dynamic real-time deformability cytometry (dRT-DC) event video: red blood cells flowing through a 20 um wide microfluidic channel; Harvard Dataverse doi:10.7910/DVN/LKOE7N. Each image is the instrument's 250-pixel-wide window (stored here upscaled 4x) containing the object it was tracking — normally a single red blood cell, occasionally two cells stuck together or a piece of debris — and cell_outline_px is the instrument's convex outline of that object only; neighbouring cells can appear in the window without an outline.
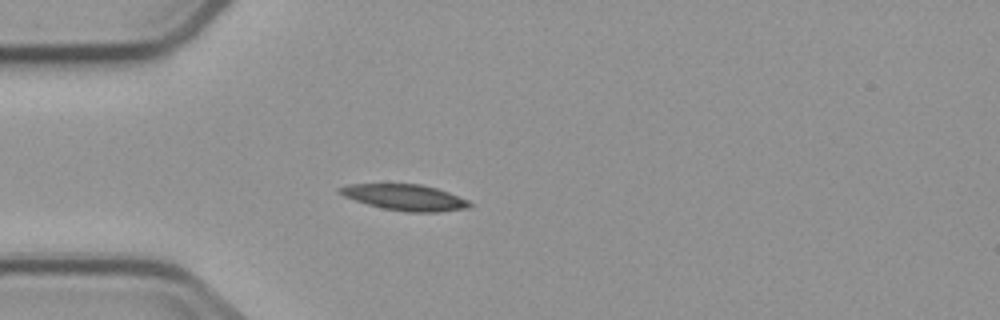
{"species": "common noctule bat (a hibernating species)", "species_latin": "Nyctalus noctula", "temperature_condition": "cold", "stored_images_in_passage": 3, "camera_frame_rate_fps": 3000, "um_per_image_px": 0.085, "animal": {"sex": "male", "body_mass_g": 23.1, "forearm_length_mm": 52.7}, "frame": {"image": 1, "passage_image": 3, "time_ms": 4.0, "image_size_px": [1000, 320], "cell_outline_px": [[472, 204], [468, 208], [440, 212], [408, 212], [384, 208], [368, 204], [344, 196], [336, 188], [348, 184], [420, 184], [436, 188], [448, 192], [468, 200]], "centroid_in_image_um": [34.44, 16.77], "position_along_channel_um": 50.6, "area_um2": 19.48}}